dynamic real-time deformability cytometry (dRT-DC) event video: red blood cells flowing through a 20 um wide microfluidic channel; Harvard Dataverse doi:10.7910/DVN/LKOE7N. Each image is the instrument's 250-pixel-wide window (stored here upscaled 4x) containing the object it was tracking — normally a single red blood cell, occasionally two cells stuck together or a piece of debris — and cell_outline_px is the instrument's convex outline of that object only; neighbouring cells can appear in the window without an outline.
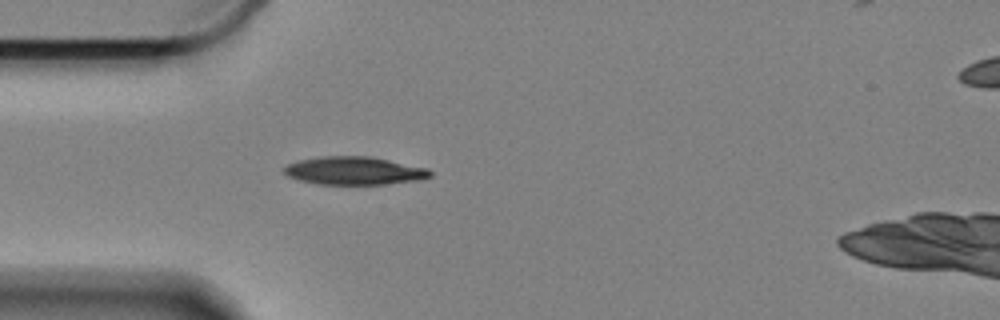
{"species": "Egyptian fruit bat (a non-hibernating species)", "species_latin": "Rousettus aegyptiacus", "temperature_condition": "cold", "stored_images_in_passage": 4, "camera_frame_rate_fps": 3000, "um_per_image_px": 0.085, "animal": {"sex": "female"}, "frame": {"image": 1, "passage_image": 1, "time_ms": 0.0, "image_size_px": [1000, 320], "cell_outline_px": [[432, 176], [420, 180], [384, 184], [316, 184], [300, 180], [288, 176], [284, 172], [284, 168], [288, 164], [300, 160], [320, 156], [372, 156], [428, 168], [432, 172]], "centroid_in_image_um": [30.15, 14.51], "position_along_channel_um": 54.9, "area_um2": 23.93}}